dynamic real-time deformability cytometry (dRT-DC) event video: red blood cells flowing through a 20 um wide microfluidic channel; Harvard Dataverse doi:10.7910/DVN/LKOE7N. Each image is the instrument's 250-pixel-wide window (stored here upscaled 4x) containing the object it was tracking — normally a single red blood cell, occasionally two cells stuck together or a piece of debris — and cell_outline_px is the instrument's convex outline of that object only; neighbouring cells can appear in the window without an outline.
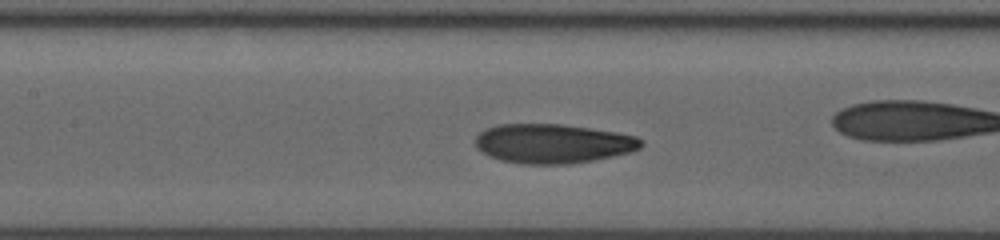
{"species": "human", "species_latin": "Homo sapiens", "temperature_condition": "room temperature", "stored_images_in_passage": 42, "camera_frame_rate_fps": 3000, "um_per_image_px": 0.085, "donor": {"sex": "male"}, "frame": {"image": 1, "passage_image": 22, "time_ms": 7.0, "image_size_px": [1000, 240], "cell_outline_px": [[644, 144], [640, 148], [632, 152], [592, 160], [568, 164], [524, 164], [500, 160], [476, 148], [476, 136], [480, 132], [488, 128], [500, 124], [564, 124], [616, 132], [636, 136], [644, 140]], "centroid_in_image_um": [47.04, 12.2], "position_along_channel_um": 160.4, "area_um2": 37.92}}
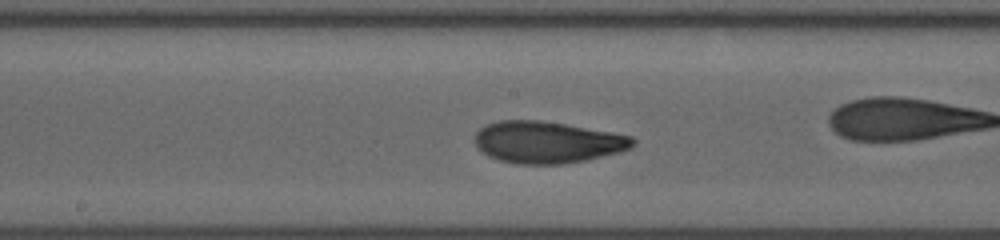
{"frame": {"image": 2, "passage_image": 25, "time_ms": 8.0, "image_size_px": [1000, 240], "cell_outline_px": [[636, 144], [620, 152], [588, 160], [564, 164], [516, 164], [500, 160], [488, 156], [476, 148], [476, 132], [484, 124], [500, 120], [540, 120], [612, 132], [632, 136], [636, 140]], "centroid_in_image_um": [46.52, 12.09], "position_along_channel_um": 201.7, "area_um2": 38.67}}